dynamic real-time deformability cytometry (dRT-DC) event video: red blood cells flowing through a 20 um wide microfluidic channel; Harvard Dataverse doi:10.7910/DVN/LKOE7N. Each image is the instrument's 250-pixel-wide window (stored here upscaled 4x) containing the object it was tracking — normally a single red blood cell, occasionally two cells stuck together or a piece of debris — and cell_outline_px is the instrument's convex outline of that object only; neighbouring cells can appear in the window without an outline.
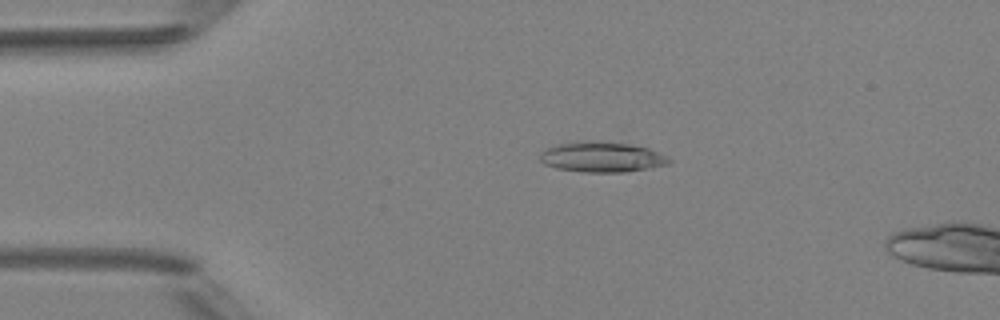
{"species": "Egyptian fruit bat (a non-hibernating species)", "species_latin": "Rousettus aegyptiacus", "temperature_condition": "room temperature", "stored_images_in_passage": 51, "camera_frame_rate_fps": 3000, "um_per_image_px": 0.085, "animal": {"sex": "female"}, "frame": {"image": 1, "passage_image": 11, "time_ms": 3.333, "image_size_px": [1000, 320], "cell_outline_px": [[672, 160], [668, 164], [648, 168], [624, 172], [584, 172], [556, 168], [544, 164], [540, 160], [540, 152], [544, 148], [576, 140], [588, 140], [628, 144], [648, 148], [660, 152], [668, 156]], "centroid_in_image_um": [51.13, 13.34], "position_along_channel_um": 33.9, "area_um2": 22.95}}
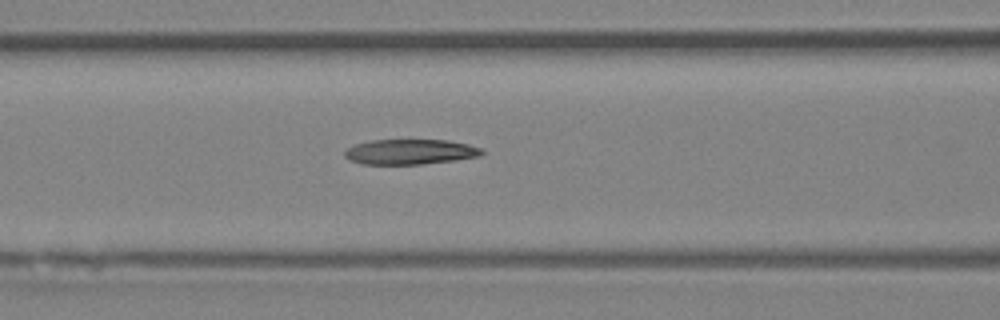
{"frame": {"image": 2, "passage_image": 21, "time_ms": 6.667, "image_size_px": [1000, 320], "cell_outline_px": [[484, 152], [480, 156], [452, 160], [420, 164], [364, 164], [348, 160], [344, 156], [344, 152], [348, 148], [356, 144], [372, 140], [448, 140], [468, 144], [480, 148]], "centroid_in_image_um": [34.84, 12.9], "position_along_channel_um": 131.8, "area_um2": 19.94}}
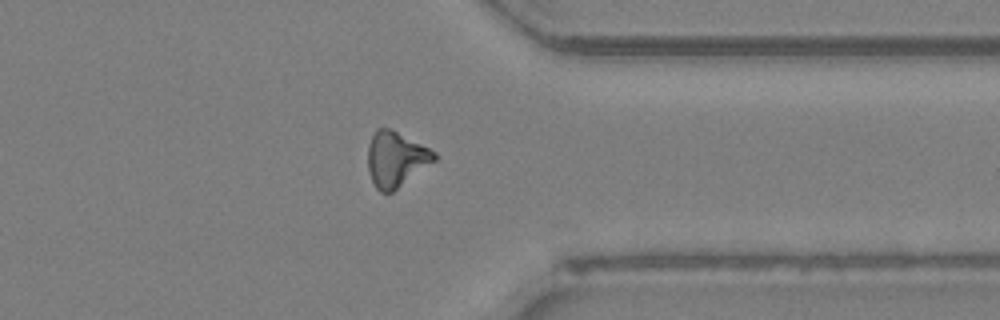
{"frame": {"image": 3, "passage_image": 39, "time_ms": 12.667, "image_size_px": [1000, 320], "cell_outline_px": [[436, 160], [392, 192], [380, 192], [376, 188], [368, 172], [368, 144], [376, 128], [392, 128], [436, 152]], "centroid_in_image_um": [33.63, 13.51], "position_along_channel_um": 377.8, "area_um2": 21.33}, "authors_computed_cell_mechanics": {"area_um2": 20.808, "velocity_mm_per_s": 4.2005, "shape_relaxation_time_tau1_ms": null, "shape_relaxation_time_tau2_ms": 2.4107, "deformation_change_tau1": null, "deformation_change_tau2": 0.1102}}